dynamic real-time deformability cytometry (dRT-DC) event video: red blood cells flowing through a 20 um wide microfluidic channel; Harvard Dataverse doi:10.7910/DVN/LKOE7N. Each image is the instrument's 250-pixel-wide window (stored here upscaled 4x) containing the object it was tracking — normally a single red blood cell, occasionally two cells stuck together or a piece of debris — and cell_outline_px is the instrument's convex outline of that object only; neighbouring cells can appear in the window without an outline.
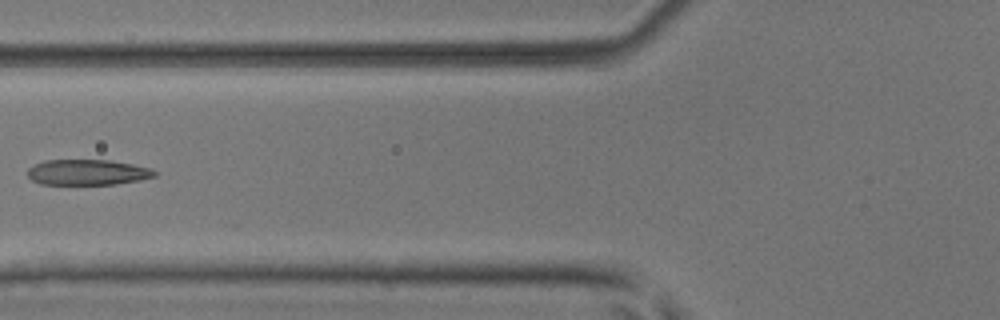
{"species": "common noctule bat (a hibernating species)", "species_latin": "Nyctalus noctula", "temperature_condition": "room temperature", "stored_images_in_passage": 7, "camera_frame_rate_fps": 3000, "um_per_image_px": 0.085, "animal": {"sex": "male", "body_mass_g": 17.9, "forearm_length_mm": 54.2}, "frame": {"image": 1, "passage_image": 6, "time_ms": 1.667, "image_size_px": [1000, 320], "cell_outline_px": [[156, 176], [140, 180], [116, 184], [40, 184], [32, 180], [28, 176], [28, 168], [44, 160], [108, 160], [132, 164], [152, 168], [156, 172]], "centroid_in_image_um": [7.45, 14.64], "position_along_channel_um": 118.3, "area_um2": 18.9}}
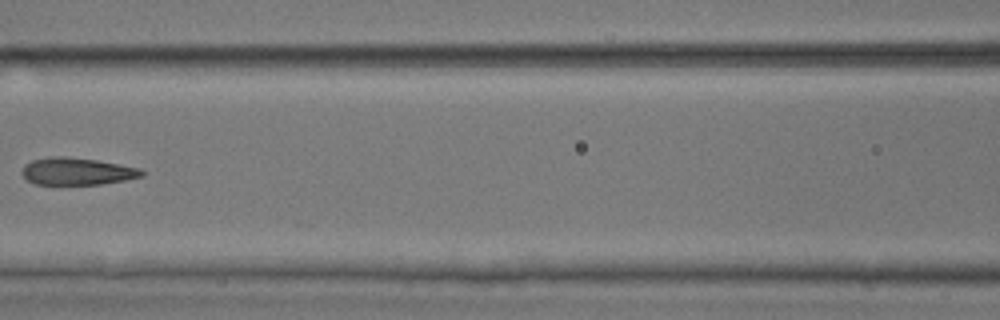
{"frame": {"image": 2, "passage_image": 7, "time_ms": 2.0, "image_size_px": [1000, 320], "cell_outline_px": [[144, 176], [124, 180], [100, 184], [36, 184], [28, 180], [20, 172], [24, 164], [32, 160], [52, 156], [64, 156], [96, 160], [140, 168], [144, 172]], "centroid_in_image_um": [6.52, 14.56], "position_along_channel_um": 160.1, "area_um2": 18.9}}